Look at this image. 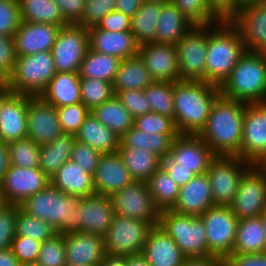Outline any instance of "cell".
<instances>
[{
  "label": "cell",
  "mask_w": 266,
  "mask_h": 266,
  "mask_svg": "<svg viewBox=\"0 0 266 266\" xmlns=\"http://www.w3.org/2000/svg\"><path fill=\"white\" fill-rule=\"evenodd\" d=\"M152 227L149 222L115 214L104 236L106 253L120 256L141 254Z\"/></svg>",
  "instance_id": "11"
},
{
  "label": "cell",
  "mask_w": 266,
  "mask_h": 266,
  "mask_svg": "<svg viewBox=\"0 0 266 266\" xmlns=\"http://www.w3.org/2000/svg\"><path fill=\"white\" fill-rule=\"evenodd\" d=\"M110 197L116 215L158 225L160 211L153 203L147 182L133 181Z\"/></svg>",
  "instance_id": "13"
},
{
  "label": "cell",
  "mask_w": 266,
  "mask_h": 266,
  "mask_svg": "<svg viewBox=\"0 0 266 266\" xmlns=\"http://www.w3.org/2000/svg\"><path fill=\"white\" fill-rule=\"evenodd\" d=\"M88 48V28L79 24L61 27L51 50L56 72H79Z\"/></svg>",
  "instance_id": "12"
},
{
  "label": "cell",
  "mask_w": 266,
  "mask_h": 266,
  "mask_svg": "<svg viewBox=\"0 0 266 266\" xmlns=\"http://www.w3.org/2000/svg\"><path fill=\"white\" fill-rule=\"evenodd\" d=\"M219 88L221 96L227 99L266 102V55L246 51Z\"/></svg>",
  "instance_id": "5"
},
{
  "label": "cell",
  "mask_w": 266,
  "mask_h": 266,
  "mask_svg": "<svg viewBox=\"0 0 266 266\" xmlns=\"http://www.w3.org/2000/svg\"><path fill=\"white\" fill-rule=\"evenodd\" d=\"M209 253L226 260L233 252L239 219L230 206L215 205L201 216Z\"/></svg>",
  "instance_id": "10"
},
{
  "label": "cell",
  "mask_w": 266,
  "mask_h": 266,
  "mask_svg": "<svg viewBox=\"0 0 266 266\" xmlns=\"http://www.w3.org/2000/svg\"><path fill=\"white\" fill-rule=\"evenodd\" d=\"M0 183L5 203L20 205L43 190L50 183V178L39 167L21 168L10 165Z\"/></svg>",
  "instance_id": "15"
},
{
  "label": "cell",
  "mask_w": 266,
  "mask_h": 266,
  "mask_svg": "<svg viewBox=\"0 0 266 266\" xmlns=\"http://www.w3.org/2000/svg\"><path fill=\"white\" fill-rule=\"evenodd\" d=\"M133 181L117 152L101 155L93 175L96 194L111 196L114 192L121 190Z\"/></svg>",
  "instance_id": "26"
},
{
  "label": "cell",
  "mask_w": 266,
  "mask_h": 266,
  "mask_svg": "<svg viewBox=\"0 0 266 266\" xmlns=\"http://www.w3.org/2000/svg\"><path fill=\"white\" fill-rule=\"evenodd\" d=\"M175 82L153 81L145 89L151 112L174 119Z\"/></svg>",
  "instance_id": "43"
},
{
  "label": "cell",
  "mask_w": 266,
  "mask_h": 266,
  "mask_svg": "<svg viewBox=\"0 0 266 266\" xmlns=\"http://www.w3.org/2000/svg\"><path fill=\"white\" fill-rule=\"evenodd\" d=\"M226 266H266V252L252 254H231L225 260Z\"/></svg>",
  "instance_id": "61"
},
{
  "label": "cell",
  "mask_w": 266,
  "mask_h": 266,
  "mask_svg": "<svg viewBox=\"0 0 266 266\" xmlns=\"http://www.w3.org/2000/svg\"><path fill=\"white\" fill-rule=\"evenodd\" d=\"M179 135L150 134L134 127L120 137L119 147H130L150 151L162 159L169 156L172 142Z\"/></svg>",
  "instance_id": "37"
},
{
  "label": "cell",
  "mask_w": 266,
  "mask_h": 266,
  "mask_svg": "<svg viewBox=\"0 0 266 266\" xmlns=\"http://www.w3.org/2000/svg\"><path fill=\"white\" fill-rule=\"evenodd\" d=\"M100 266H127V256L111 255L106 253Z\"/></svg>",
  "instance_id": "67"
},
{
  "label": "cell",
  "mask_w": 266,
  "mask_h": 266,
  "mask_svg": "<svg viewBox=\"0 0 266 266\" xmlns=\"http://www.w3.org/2000/svg\"><path fill=\"white\" fill-rule=\"evenodd\" d=\"M120 103L129 111L133 118L151 113V107L144 90H126L114 92Z\"/></svg>",
  "instance_id": "53"
},
{
  "label": "cell",
  "mask_w": 266,
  "mask_h": 266,
  "mask_svg": "<svg viewBox=\"0 0 266 266\" xmlns=\"http://www.w3.org/2000/svg\"><path fill=\"white\" fill-rule=\"evenodd\" d=\"M158 225L173 239L186 258L210 257L205 227L200 216L160 211Z\"/></svg>",
  "instance_id": "7"
},
{
  "label": "cell",
  "mask_w": 266,
  "mask_h": 266,
  "mask_svg": "<svg viewBox=\"0 0 266 266\" xmlns=\"http://www.w3.org/2000/svg\"><path fill=\"white\" fill-rule=\"evenodd\" d=\"M56 110L62 131L72 135L79 132L81 125L91 112L82 102L57 107Z\"/></svg>",
  "instance_id": "50"
},
{
  "label": "cell",
  "mask_w": 266,
  "mask_h": 266,
  "mask_svg": "<svg viewBox=\"0 0 266 266\" xmlns=\"http://www.w3.org/2000/svg\"><path fill=\"white\" fill-rule=\"evenodd\" d=\"M209 25H194L175 45L180 80L206 82Z\"/></svg>",
  "instance_id": "9"
},
{
  "label": "cell",
  "mask_w": 266,
  "mask_h": 266,
  "mask_svg": "<svg viewBox=\"0 0 266 266\" xmlns=\"http://www.w3.org/2000/svg\"><path fill=\"white\" fill-rule=\"evenodd\" d=\"M117 153L134 181L148 182L150 177L162 166V158L150 151L118 147Z\"/></svg>",
  "instance_id": "34"
},
{
  "label": "cell",
  "mask_w": 266,
  "mask_h": 266,
  "mask_svg": "<svg viewBox=\"0 0 266 266\" xmlns=\"http://www.w3.org/2000/svg\"><path fill=\"white\" fill-rule=\"evenodd\" d=\"M102 153L92 147L76 140L73 146L70 160L78 163L87 173L95 174Z\"/></svg>",
  "instance_id": "57"
},
{
  "label": "cell",
  "mask_w": 266,
  "mask_h": 266,
  "mask_svg": "<svg viewBox=\"0 0 266 266\" xmlns=\"http://www.w3.org/2000/svg\"><path fill=\"white\" fill-rule=\"evenodd\" d=\"M127 266H151L142 254L127 256Z\"/></svg>",
  "instance_id": "68"
},
{
  "label": "cell",
  "mask_w": 266,
  "mask_h": 266,
  "mask_svg": "<svg viewBox=\"0 0 266 266\" xmlns=\"http://www.w3.org/2000/svg\"><path fill=\"white\" fill-rule=\"evenodd\" d=\"M215 206L211 194L208 175H195L187 184L179 189L176 203L172 211L182 215L201 216L207 209Z\"/></svg>",
  "instance_id": "25"
},
{
  "label": "cell",
  "mask_w": 266,
  "mask_h": 266,
  "mask_svg": "<svg viewBox=\"0 0 266 266\" xmlns=\"http://www.w3.org/2000/svg\"><path fill=\"white\" fill-rule=\"evenodd\" d=\"M246 52L239 30L229 21L209 25L206 83L221 86Z\"/></svg>",
  "instance_id": "3"
},
{
  "label": "cell",
  "mask_w": 266,
  "mask_h": 266,
  "mask_svg": "<svg viewBox=\"0 0 266 266\" xmlns=\"http://www.w3.org/2000/svg\"><path fill=\"white\" fill-rule=\"evenodd\" d=\"M246 103L220 96L198 135L216 156H239Z\"/></svg>",
  "instance_id": "1"
},
{
  "label": "cell",
  "mask_w": 266,
  "mask_h": 266,
  "mask_svg": "<svg viewBox=\"0 0 266 266\" xmlns=\"http://www.w3.org/2000/svg\"><path fill=\"white\" fill-rule=\"evenodd\" d=\"M154 205L159 211L171 209L176 203L180 187L161 167L148 180Z\"/></svg>",
  "instance_id": "42"
},
{
  "label": "cell",
  "mask_w": 266,
  "mask_h": 266,
  "mask_svg": "<svg viewBox=\"0 0 266 266\" xmlns=\"http://www.w3.org/2000/svg\"><path fill=\"white\" fill-rule=\"evenodd\" d=\"M194 25H210L223 20L210 8L207 0H171Z\"/></svg>",
  "instance_id": "47"
},
{
  "label": "cell",
  "mask_w": 266,
  "mask_h": 266,
  "mask_svg": "<svg viewBox=\"0 0 266 266\" xmlns=\"http://www.w3.org/2000/svg\"><path fill=\"white\" fill-rule=\"evenodd\" d=\"M265 252L266 239L261 215L239 219L232 254Z\"/></svg>",
  "instance_id": "33"
},
{
  "label": "cell",
  "mask_w": 266,
  "mask_h": 266,
  "mask_svg": "<svg viewBox=\"0 0 266 266\" xmlns=\"http://www.w3.org/2000/svg\"><path fill=\"white\" fill-rule=\"evenodd\" d=\"M81 198L58 190L49 183L43 190L27 198L20 208L41 219L63 235L78 232L76 207Z\"/></svg>",
  "instance_id": "4"
},
{
  "label": "cell",
  "mask_w": 266,
  "mask_h": 266,
  "mask_svg": "<svg viewBox=\"0 0 266 266\" xmlns=\"http://www.w3.org/2000/svg\"><path fill=\"white\" fill-rule=\"evenodd\" d=\"M252 165L239 156H216L211 161L206 174L215 205L229 206L233 202L241 178Z\"/></svg>",
  "instance_id": "8"
},
{
  "label": "cell",
  "mask_w": 266,
  "mask_h": 266,
  "mask_svg": "<svg viewBox=\"0 0 266 266\" xmlns=\"http://www.w3.org/2000/svg\"><path fill=\"white\" fill-rule=\"evenodd\" d=\"M116 0H86L80 26H95L105 15L115 10Z\"/></svg>",
  "instance_id": "56"
},
{
  "label": "cell",
  "mask_w": 266,
  "mask_h": 266,
  "mask_svg": "<svg viewBox=\"0 0 266 266\" xmlns=\"http://www.w3.org/2000/svg\"><path fill=\"white\" fill-rule=\"evenodd\" d=\"M91 113L119 138L133 127V116L120 103L116 95L103 104L96 106Z\"/></svg>",
  "instance_id": "39"
},
{
  "label": "cell",
  "mask_w": 266,
  "mask_h": 266,
  "mask_svg": "<svg viewBox=\"0 0 266 266\" xmlns=\"http://www.w3.org/2000/svg\"><path fill=\"white\" fill-rule=\"evenodd\" d=\"M266 0H237V11L239 10L240 7L251 4V3H257V2H263Z\"/></svg>",
  "instance_id": "69"
},
{
  "label": "cell",
  "mask_w": 266,
  "mask_h": 266,
  "mask_svg": "<svg viewBox=\"0 0 266 266\" xmlns=\"http://www.w3.org/2000/svg\"><path fill=\"white\" fill-rule=\"evenodd\" d=\"M229 206L238 219L260 216L266 210V173L253 164Z\"/></svg>",
  "instance_id": "14"
},
{
  "label": "cell",
  "mask_w": 266,
  "mask_h": 266,
  "mask_svg": "<svg viewBox=\"0 0 266 266\" xmlns=\"http://www.w3.org/2000/svg\"><path fill=\"white\" fill-rule=\"evenodd\" d=\"M58 232L47 222L27 214L20 207L17 210L16 235L30 237L44 242Z\"/></svg>",
  "instance_id": "46"
},
{
  "label": "cell",
  "mask_w": 266,
  "mask_h": 266,
  "mask_svg": "<svg viewBox=\"0 0 266 266\" xmlns=\"http://www.w3.org/2000/svg\"><path fill=\"white\" fill-rule=\"evenodd\" d=\"M210 8L222 19L230 20L237 12V0H207Z\"/></svg>",
  "instance_id": "62"
},
{
  "label": "cell",
  "mask_w": 266,
  "mask_h": 266,
  "mask_svg": "<svg viewBox=\"0 0 266 266\" xmlns=\"http://www.w3.org/2000/svg\"><path fill=\"white\" fill-rule=\"evenodd\" d=\"M153 80L139 55L120 60L113 82L114 92L144 90Z\"/></svg>",
  "instance_id": "35"
},
{
  "label": "cell",
  "mask_w": 266,
  "mask_h": 266,
  "mask_svg": "<svg viewBox=\"0 0 266 266\" xmlns=\"http://www.w3.org/2000/svg\"><path fill=\"white\" fill-rule=\"evenodd\" d=\"M161 167L174 181H176L179 187H183L195 176L191 169L177 167V163H175L169 156L162 159Z\"/></svg>",
  "instance_id": "60"
},
{
  "label": "cell",
  "mask_w": 266,
  "mask_h": 266,
  "mask_svg": "<svg viewBox=\"0 0 266 266\" xmlns=\"http://www.w3.org/2000/svg\"><path fill=\"white\" fill-rule=\"evenodd\" d=\"M75 136L78 142L86 144L102 154L115 153L119 147L120 138L91 112Z\"/></svg>",
  "instance_id": "32"
},
{
  "label": "cell",
  "mask_w": 266,
  "mask_h": 266,
  "mask_svg": "<svg viewBox=\"0 0 266 266\" xmlns=\"http://www.w3.org/2000/svg\"><path fill=\"white\" fill-rule=\"evenodd\" d=\"M262 223L265 231V239H266V210L261 214Z\"/></svg>",
  "instance_id": "71"
},
{
  "label": "cell",
  "mask_w": 266,
  "mask_h": 266,
  "mask_svg": "<svg viewBox=\"0 0 266 266\" xmlns=\"http://www.w3.org/2000/svg\"><path fill=\"white\" fill-rule=\"evenodd\" d=\"M229 21L239 30L246 51L266 55V1L240 7Z\"/></svg>",
  "instance_id": "18"
},
{
  "label": "cell",
  "mask_w": 266,
  "mask_h": 266,
  "mask_svg": "<svg viewBox=\"0 0 266 266\" xmlns=\"http://www.w3.org/2000/svg\"><path fill=\"white\" fill-rule=\"evenodd\" d=\"M20 205L5 204L0 208V250L11 248L16 236L17 210Z\"/></svg>",
  "instance_id": "51"
},
{
  "label": "cell",
  "mask_w": 266,
  "mask_h": 266,
  "mask_svg": "<svg viewBox=\"0 0 266 266\" xmlns=\"http://www.w3.org/2000/svg\"><path fill=\"white\" fill-rule=\"evenodd\" d=\"M32 96L13 93L5 88L0 93V141L9 144L27 138L28 103Z\"/></svg>",
  "instance_id": "16"
},
{
  "label": "cell",
  "mask_w": 266,
  "mask_h": 266,
  "mask_svg": "<svg viewBox=\"0 0 266 266\" xmlns=\"http://www.w3.org/2000/svg\"><path fill=\"white\" fill-rule=\"evenodd\" d=\"M120 59L118 57L101 54L88 48L81 62L80 77L94 78L113 83L118 71Z\"/></svg>",
  "instance_id": "40"
},
{
  "label": "cell",
  "mask_w": 266,
  "mask_h": 266,
  "mask_svg": "<svg viewBox=\"0 0 266 266\" xmlns=\"http://www.w3.org/2000/svg\"><path fill=\"white\" fill-rule=\"evenodd\" d=\"M81 102L92 111L115 96L113 83L94 78L80 77Z\"/></svg>",
  "instance_id": "44"
},
{
  "label": "cell",
  "mask_w": 266,
  "mask_h": 266,
  "mask_svg": "<svg viewBox=\"0 0 266 266\" xmlns=\"http://www.w3.org/2000/svg\"><path fill=\"white\" fill-rule=\"evenodd\" d=\"M10 166L7 144L0 141V182Z\"/></svg>",
  "instance_id": "65"
},
{
  "label": "cell",
  "mask_w": 266,
  "mask_h": 266,
  "mask_svg": "<svg viewBox=\"0 0 266 266\" xmlns=\"http://www.w3.org/2000/svg\"><path fill=\"white\" fill-rule=\"evenodd\" d=\"M133 127L147 134L180 135L173 118L153 112L134 118Z\"/></svg>",
  "instance_id": "48"
},
{
  "label": "cell",
  "mask_w": 266,
  "mask_h": 266,
  "mask_svg": "<svg viewBox=\"0 0 266 266\" xmlns=\"http://www.w3.org/2000/svg\"><path fill=\"white\" fill-rule=\"evenodd\" d=\"M20 266H40L37 262L20 264Z\"/></svg>",
  "instance_id": "74"
},
{
  "label": "cell",
  "mask_w": 266,
  "mask_h": 266,
  "mask_svg": "<svg viewBox=\"0 0 266 266\" xmlns=\"http://www.w3.org/2000/svg\"><path fill=\"white\" fill-rule=\"evenodd\" d=\"M89 48L101 54L112 55L120 60L138 55L139 44L131 31L113 32L88 28Z\"/></svg>",
  "instance_id": "27"
},
{
  "label": "cell",
  "mask_w": 266,
  "mask_h": 266,
  "mask_svg": "<svg viewBox=\"0 0 266 266\" xmlns=\"http://www.w3.org/2000/svg\"><path fill=\"white\" fill-rule=\"evenodd\" d=\"M58 190L78 198L95 194L93 176L72 160L65 162L50 178Z\"/></svg>",
  "instance_id": "29"
},
{
  "label": "cell",
  "mask_w": 266,
  "mask_h": 266,
  "mask_svg": "<svg viewBox=\"0 0 266 266\" xmlns=\"http://www.w3.org/2000/svg\"><path fill=\"white\" fill-rule=\"evenodd\" d=\"M0 266H20V262L11 249L0 250Z\"/></svg>",
  "instance_id": "66"
},
{
  "label": "cell",
  "mask_w": 266,
  "mask_h": 266,
  "mask_svg": "<svg viewBox=\"0 0 266 266\" xmlns=\"http://www.w3.org/2000/svg\"><path fill=\"white\" fill-rule=\"evenodd\" d=\"M20 24L19 0H0V34L14 37Z\"/></svg>",
  "instance_id": "52"
},
{
  "label": "cell",
  "mask_w": 266,
  "mask_h": 266,
  "mask_svg": "<svg viewBox=\"0 0 266 266\" xmlns=\"http://www.w3.org/2000/svg\"><path fill=\"white\" fill-rule=\"evenodd\" d=\"M61 26L21 21L14 34L17 56L51 51Z\"/></svg>",
  "instance_id": "24"
},
{
  "label": "cell",
  "mask_w": 266,
  "mask_h": 266,
  "mask_svg": "<svg viewBox=\"0 0 266 266\" xmlns=\"http://www.w3.org/2000/svg\"><path fill=\"white\" fill-rule=\"evenodd\" d=\"M51 51L17 56L12 76L5 89L18 94L40 96L56 74Z\"/></svg>",
  "instance_id": "6"
},
{
  "label": "cell",
  "mask_w": 266,
  "mask_h": 266,
  "mask_svg": "<svg viewBox=\"0 0 266 266\" xmlns=\"http://www.w3.org/2000/svg\"><path fill=\"white\" fill-rule=\"evenodd\" d=\"M66 266H83V265H69V264H66Z\"/></svg>",
  "instance_id": "76"
},
{
  "label": "cell",
  "mask_w": 266,
  "mask_h": 266,
  "mask_svg": "<svg viewBox=\"0 0 266 266\" xmlns=\"http://www.w3.org/2000/svg\"><path fill=\"white\" fill-rule=\"evenodd\" d=\"M143 2L144 0H116L115 10L132 17Z\"/></svg>",
  "instance_id": "64"
},
{
  "label": "cell",
  "mask_w": 266,
  "mask_h": 266,
  "mask_svg": "<svg viewBox=\"0 0 266 266\" xmlns=\"http://www.w3.org/2000/svg\"><path fill=\"white\" fill-rule=\"evenodd\" d=\"M42 242L30 237L16 235L11 250L20 264L37 262Z\"/></svg>",
  "instance_id": "54"
},
{
  "label": "cell",
  "mask_w": 266,
  "mask_h": 266,
  "mask_svg": "<svg viewBox=\"0 0 266 266\" xmlns=\"http://www.w3.org/2000/svg\"><path fill=\"white\" fill-rule=\"evenodd\" d=\"M255 165L264 173H266V153Z\"/></svg>",
  "instance_id": "70"
},
{
  "label": "cell",
  "mask_w": 266,
  "mask_h": 266,
  "mask_svg": "<svg viewBox=\"0 0 266 266\" xmlns=\"http://www.w3.org/2000/svg\"><path fill=\"white\" fill-rule=\"evenodd\" d=\"M27 120V138L36 144L50 143L64 134L56 108L45 102L40 96H32L30 98Z\"/></svg>",
  "instance_id": "20"
},
{
  "label": "cell",
  "mask_w": 266,
  "mask_h": 266,
  "mask_svg": "<svg viewBox=\"0 0 266 266\" xmlns=\"http://www.w3.org/2000/svg\"><path fill=\"white\" fill-rule=\"evenodd\" d=\"M40 97L55 108L81 102L79 72H57Z\"/></svg>",
  "instance_id": "30"
},
{
  "label": "cell",
  "mask_w": 266,
  "mask_h": 266,
  "mask_svg": "<svg viewBox=\"0 0 266 266\" xmlns=\"http://www.w3.org/2000/svg\"><path fill=\"white\" fill-rule=\"evenodd\" d=\"M66 264L100 266L106 256L104 237L76 232L64 235Z\"/></svg>",
  "instance_id": "23"
},
{
  "label": "cell",
  "mask_w": 266,
  "mask_h": 266,
  "mask_svg": "<svg viewBox=\"0 0 266 266\" xmlns=\"http://www.w3.org/2000/svg\"><path fill=\"white\" fill-rule=\"evenodd\" d=\"M37 263L40 266H66L64 235L57 233L41 244Z\"/></svg>",
  "instance_id": "49"
},
{
  "label": "cell",
  "mask_w": 266,
  "mask_h": 266,
  "mask_svg": "<svg viewBox=\"0 0 266 266\" xmlns=\"http://www.w3.org/2000/svg\"><path fill=\"white\" fill-rule=\"evenodd\" d=\"M68 24H79L85 10L86 0H54Z\"/></svg>",
  "instance_id": "59"
},
{
  "label": "cell",
  "mask_w": 266,
  "mask_h": 266,
  "mask_svg": "<svg viewBox=\"0 0 266 266\" xmlns=\"http://www.w3.org/2000/svg\"><path fill=\"white\" fill-rule=\"evenodd\" d=\"M78 232L105 236L115 211L110 196L93 194L81 198L76 207Z\"/></svg>",
  "instance_id": "19"
},
{
  "label": "cell",
  "mask_w": 266,
  "mask_h": 266,
  "mask_svg": "<svg viewBox=\"0 0 266 266\" xmlns=\"http://www.w3.org/2000/svg\"><path fill=\"white\" fill-rule=\"evenodd\" d=\"M138 55L153 81L177 82L180 80L175 45L154 42L142 44L139 46Z\"/></svg>",
  "instance_id": "22"
},
{
  "label": "cell",
  "mask_w": 266,
  "mask_h": 266,
  "mask_svg": "<svg viewBox=\"0 0 266 266\" xmlns=\"http://www.w3.org/2000/svg\"><path fill=\"white\" fill-rule=\"evenodd\" d=\"M19 5L21 21L68 25L54 0H19Z\"/></svg>",
  "instance_id": "41"
},
{
  "label": "cell",
  "mask_w": 266,
  "mask_h": 266,
  "mask_svg": "<svg viewBox=\"0 0 266 266\" xmlns=\"http://www.w3.org/2000/svg\"><path fill=\"white\" fill-rule=\"evenodd\" d=\"M9 163L21 168L39 167L40 145L29 138L7 144Z\"/></svg>",
  "instance_id": "45"
},
{
  "label": "cell",
  "mask_w": 266,
  "mask_h": 266,
  "mask_svg": "<svg viewBox=\"0 0 266 266\" xmlns=\"http://www.w3.org/2000/svg\"><path fill=\"white\" fill-rule=\"evenodd\" d=\"M266 153V102L246 103L240 158L256 164Z\"/></svg>",
  "instance_id": "17"
},
{
  "label": "cell",
  "mask_w": 266,
  "mask_h": 266,
  "mask_svg": "<svg viewBox=\"0 0 266 266\" xmlns=\"http://www.w3.org/2000/svg\"><path fill=\"white\" fill-rule=\"evenodd\" d=\"M193 26L172 1L162 3L155 43L176 45Z\"/></svg>",
  "instance_id": "31"
},
{
  "label": "cell",
  "mask_w": 266,
  "mask_h": 266,
  "mask_svg": "<svg viewBox=\"0 0 266 266\" xmlns=\"http://www.w3.org/2000/svg\"><path fill=\"white\" fill-rule=\"evenodd\" d=\"M76 136L63 134L54 141L40 145L39 168L51 178L57 170L70 160Z\"/></svg>",
  "instance_id": "36"
},
{
  "label": "cell",
  "mask_w": 266,
  "mask_h": 266,
  "mask_svg": "<svg viewBox=\"0 0 266 266\" xmlns=\"http://www.w3.org/2000/svg\"><path fill=\"white\" fill-rule=\"evenodd\" d=\"M5 88V84L0 80V93L3 91Z\"/></svg>",
  "instance_id": "75"
},
{
  "label": "cell",
  "mask_w": 266,
  "mask_h": 266,
  "mask_svg": "<svg viewBox=\"0 0 266 266\" xmlns=\"http://www.w3.org/2000/svg\"><path fill=\"white\" fill-rule=\"evenodd\" d=\"M5 201L2 196V190H1V183H0V208H2L5 205Z\"/></svg>",
  "instance_id": "72"
},
{
  "label": "cell",
  "mask_w": 266,
  "mask_h": 266,
  "mask_svg": "<svg viewBox=\"0 0 266 266\" xmlns=\"http://www.w3.org/2000/svg\"><path fill=\"white\" fill-rule=\"evenodd\" d=\"M16 60L14 37L0 34V80L4 84L12 76Z\"/></svg>",
  "instance_id": "55"
},
{
  "label": "cell",
  "mask_w": 266,
  "mask_h": 266,
  "mask_svg": "<svg viewBox=\"0 0 266 266\" xmlns=\"http://www.w3.org/2000/svg\"><path fill=\"white\" fill-rule=\"evenodd\" d=\"M141 254L151 266H181L186 258L159 225L149 231Z\"/></svg>",
  "instance_id": "28"
},
{
  "label": "cell",
  "mask_w": 266,
  "mask_h": 266,
  "mask_svg": "<svg viewBox=\"0 0 266 266\" xmlns=\"http://www.w3.org/2000/svg\"><path fill=\"white\" fill-rule=\"evenodd\" d=\"M169 157L177 163V167L191 169L195 175H201L206 173L216 155L199 136L179 135L172 142Z\"/></svg>",
  "instance_id": "21"
},
{
  "label": "cell",
  "mask_w": 266,
  "mask_h": 266,
  "mask_svg": "<svg viewBox=\"0 0 266 266\" xmlns=\"http://www.w3.org/2000/svg\"><path fill=\"white\" fill-rule=\"evenodd\" d=\"M146 2H159V3H165V2H169L171 0H144Z\"/></svg>",
  "instance_id": "73"
},
{
  "label": "cell",
  "mask_w": 266,
  "mask_h": 266,
  "mask_svg": "<svg viewBox=\"0 0 266 266\" xmlns=\"http://www.w3.org/2000/svg\"><path fill=\"white\" fill-rule=\"evenodd\" d=\"M95 27L113 32L131 31V17L114 10L101 18Z\"/></svg>",
  "instance_id": "58"
},
{
  "label": "cell",
  "mask_w": 266,
  "mask_h": 266,
  "mask_svg": "<svg viewBox=\"0 0 266 266\" xmlns=\"http://www.w3.org/2000/svg\"><path fill=\"white\" fill-rule=\"evenodd\" d=\"M162 3L144 1L131 17V32L139 45L155 43Z\"/></svg>",
  "instance_id": "38"
},
{
  "label": "cell",
  "mask_w": 266,
  "mask_h": 266,
  "mask_svg": "<svg viewBox=\"0 0 266 266\" xmlns=\"http://www.w3.org/2000/svg\"><path fill=\"white\" fill-rule=\"evenodd\" d=\"M225 260L217 256L185 258L181 266H224Z\"/></svg>",
  "instance_id": "63"
},
{
  "label": "cell",
  "mask_w": 266,
  "mask_h": 266,
  "mask_svg": "<svg viewBox=\"0 0 266 266\" xmlns=\"http://www.w3.org/2000/svg\"><path fill=\"white\" fill-rule=\"evenodd\" d=\"M220 96L219 86L204 81L175 82L174 123L179 134L198 136Z\"/></svg>",
  "instance_id": "2"
}]
</instances>
